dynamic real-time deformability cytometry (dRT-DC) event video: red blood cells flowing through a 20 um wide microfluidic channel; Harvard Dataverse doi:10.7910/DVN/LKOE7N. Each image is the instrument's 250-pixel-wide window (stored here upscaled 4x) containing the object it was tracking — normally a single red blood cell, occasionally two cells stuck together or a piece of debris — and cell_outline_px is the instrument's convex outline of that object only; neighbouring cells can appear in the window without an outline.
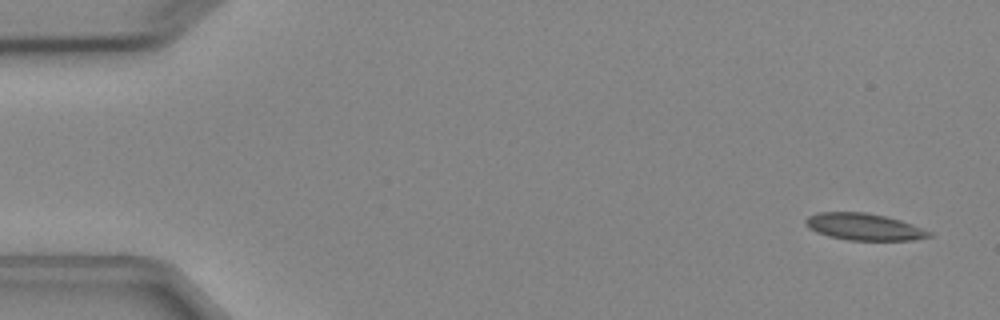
{"species": "Egyptian fruit bat (a non-hibernating species)", "species_latin": "Rousettus aegyptiacus", "temperature_condition": "cold", "stored_images_in_passage": 4, "camera_frame_rate_fps": 3000, "um_per_image_px": 0.085, "animal": {"sex": "female"}, "frame": {"image": 1, "passage_image": 1, "time_ms": 0.0, "image_size_px": [1000, 320], "cell_outline_px": [[932, 236], [912, 240], [848, 240], [828, 236], [816, 232], [808, 228], [804, 224], [804, 220], [808, 216], [816, 212], [864, 212], [884, 216], [900, 220], [912, 224], [932, 232]], "centroid_in_image_um": [73.4, 19.28], "position_along_channel_um": 11.6, "area_um2": 19.36}}
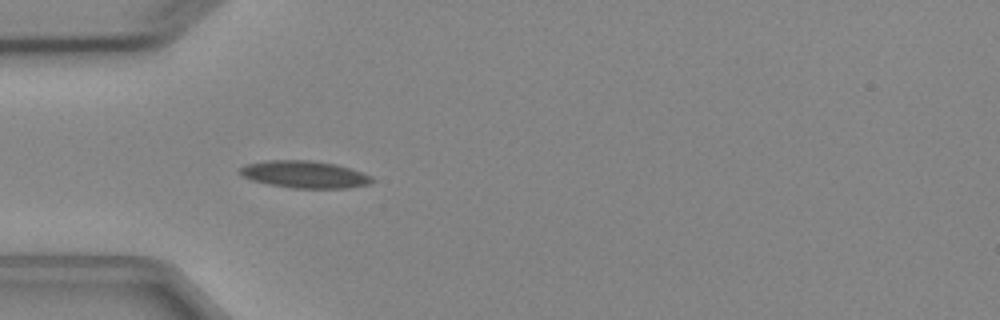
{"frame": {"image": 2, "passage_image": 4, "time_ms": 4.333, "image_size_px": [1000, 320], "cell_outline_px": [[376, 180], [368, 184], [348, 188], [292, 188], [268, 184], [252, 180], [236, 172], [244, 164], [268, 160], [308, 160], [336, 164], [372, 176]], "centroid_in_image_um": [25.86, 14.82], "position_along_channel_um": 59.1, "area_um2": 20.92}}